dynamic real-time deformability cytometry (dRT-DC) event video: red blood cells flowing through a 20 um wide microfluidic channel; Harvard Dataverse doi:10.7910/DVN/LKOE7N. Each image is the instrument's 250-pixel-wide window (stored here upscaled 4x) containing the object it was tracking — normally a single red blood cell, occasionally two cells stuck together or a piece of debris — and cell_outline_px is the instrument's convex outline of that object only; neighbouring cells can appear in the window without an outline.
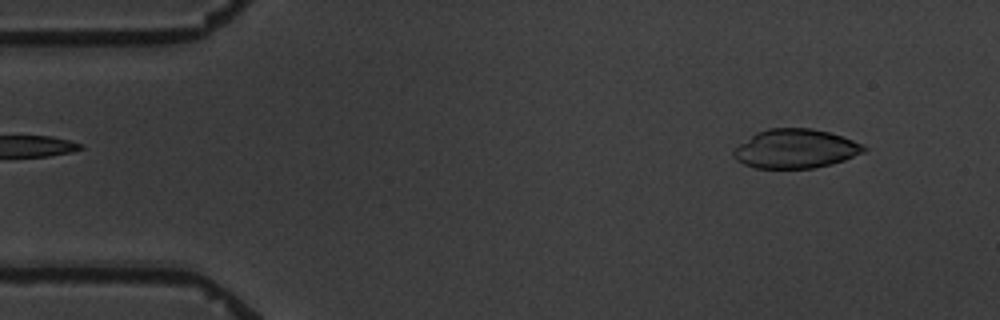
{"species": "common noctule bat (a hibernating species)", "species_latin": "Nyctalus noctula", "temperature_condition": "warm", "stored_images_in_passage": 4, "camera_frame_rate_fps": 3000, "um_per_image_px": 0.085, "animal": {"sex": "male", "body_mass_g": 19.5, "forearm_length_mm": 54.6}, "frame": {"image": 1, "passage_image": 1, "time_ms": 0.0, "image_size_px": [1000, 320], "cell_outline_px": [[868, 148], [864, 152], [844, 160], [832, 164], [816, 168], [756, 168], [744, 164], [736, 160], [732, 156], [732, 152], [740, 144], [756, 132], [768, 128], [812, 128], [828, 132], [864, 144]], "centroid_in_image_um": [67.62, 12.64], "position_along_channel_um": 17.4, "area_um2": 29.65}}